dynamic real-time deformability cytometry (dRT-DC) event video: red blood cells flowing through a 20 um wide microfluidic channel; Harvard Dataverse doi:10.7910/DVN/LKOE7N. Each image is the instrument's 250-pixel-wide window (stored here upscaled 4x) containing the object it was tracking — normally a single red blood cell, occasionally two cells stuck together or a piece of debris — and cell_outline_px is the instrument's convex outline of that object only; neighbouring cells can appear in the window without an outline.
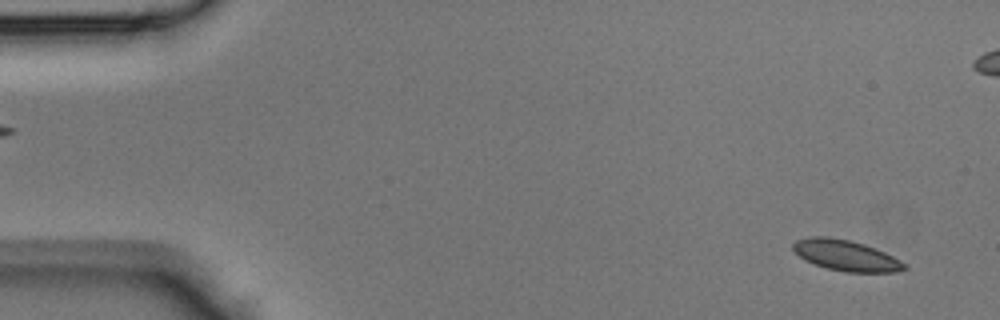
{"species": "Egyptian fruit bat (a non-hibernating species)", "species_latin": "Rousettus aegyptiacus", "temperature_condition": "room temperature", "stored_images_in_passage": 45, "camera_frame_rate_fps": 3000, "um_per_image_px": 0.085, "animal": {"sex": "male"}, "frame": {"image": 1, "passage_image": 2, "time_ms": 0.333, "image_size_px": [1000, 320], "cell_outline_px": [[908, 268], [896, 272], [844, 272], [828, 268], [804, 260], [792, 248], [792, 244], [796, 240], [808, 236], [828, 236], [848, 240], [864, 244], [884, 252], [900, 260]], "centroid_in_image_um": [71.88, 21.7], "position_along_channel_um": 13.1, "area_um2": 19.83}}
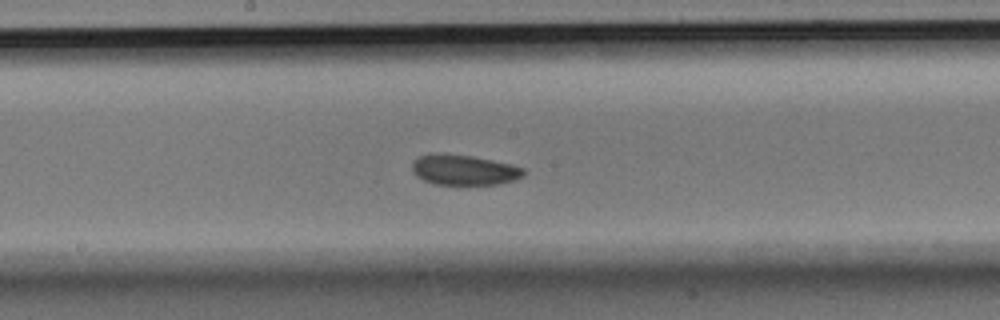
{"frame": {"image": 2, "passage_image": 23, "time_ms": 7.333, "image_size_px": [1000, 320], "cell_outline_px": [[524, 176], [516, 180], [496, 184], [432, 184], [416, 176], [412, 172], [412, 160], [416, 156], [432, 152], [436, 152], [472, 156], [512, 164], [524, 168]], "centroid_in_image_um": [39.39, 14.42], "position_along_channel_um": 208.8, "area_um2": 20.06}}
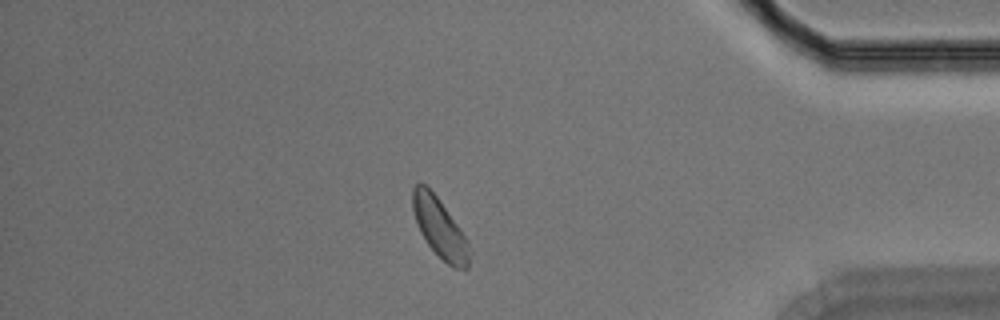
{"frame": {"image": 3, "passage_image": 38, "time_ms": 12.333, "image_size_px": [1000, 320], "cell_outline_px": [[468, 268], [452, 268], [428, 244], [420, 232], [416, 224], [412, 208], [412, 188], [420, 180], [436, 196], [468, 240]], "centroid_in_image_um": [37.33, 19.34], "position_along_channel_um": 397.9, "area_um2": 19.19}}